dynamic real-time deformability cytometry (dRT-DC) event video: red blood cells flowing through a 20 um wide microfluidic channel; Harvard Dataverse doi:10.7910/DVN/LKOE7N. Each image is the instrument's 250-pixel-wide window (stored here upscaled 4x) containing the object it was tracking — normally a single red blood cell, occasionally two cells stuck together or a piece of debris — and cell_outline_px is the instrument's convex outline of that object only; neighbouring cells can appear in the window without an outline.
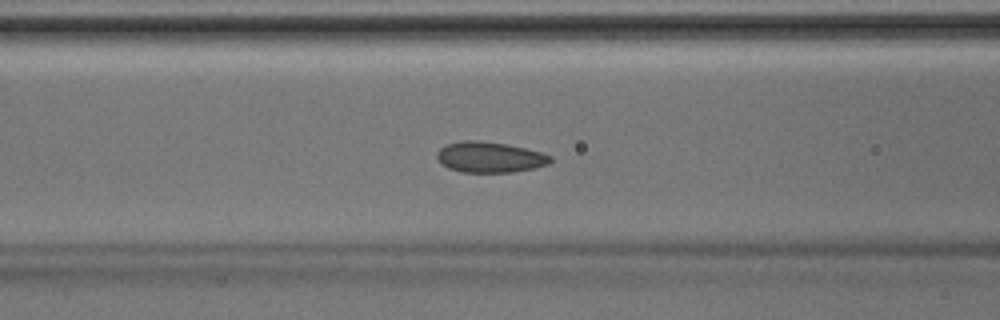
{"species": "Egyptian fruit bat (a non-hibernating species)", "species_latin": "Rousettus aegyptiacus", "temperature_condition": "room temperature", "stored_images_in_passage": 38, "camera_frame_rate_fps": 3000, "um_per_image_px": 0.085, "animal": {"sex": "male"}, "frame": {"image": 1, "passage_image": 11, "time_ms": 3.333, "image_size_px": [1000, 320], "cell_outline_px": [[552, 160], [548, 164], [532, 168], [512, 172], [460, 172], [448, 168], [436, 156], [436, 152], [440, 148], [448, 144], [464, 140], [480, 140], [508, 144], [540, 152], [552, 156]], "centroid_in_image_um": [41.62, 13.35], "position_along_channel_um": 125.0, "area_um2": 20.17}}
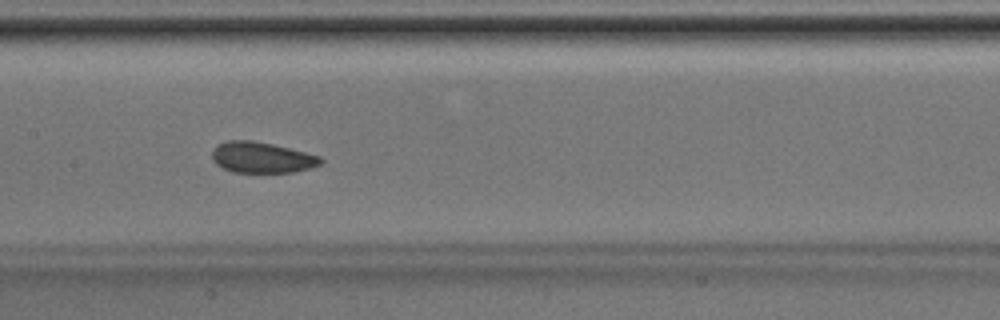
{"frame": {"image": 2, "passage_image": 15, "time_ms": 4.667, "image_size_px": [1000, 320], "cell_outline_px": [[324, 160], [320, 164], [312, 168], [292, 172], [232, 172], [216, 164], [212, 160], [212, 148], [228, 140], [252, 140], [272, 144], [320, 156]], "centroid_in_image_um": [22.24, 13.39], "position_along_channel_um": 185.2, "area_um2": 19.48}}
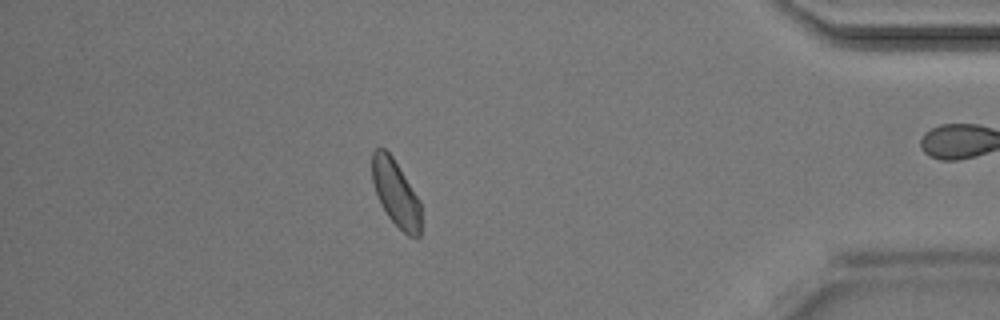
{"frame": {"image": 3, "passage_image": 32, "time_ms": 10.333, "image_size_px": [1000, 320], "cell_outline_px": [[420, 236], [408, 236], [388, 216], [376, 192], [372, 180], [372, 152], [376, 148], [384, 148], [392, 156], [416, 196], [420, 204]], "centroid_in_image_um": [33.62, 16.4], "position_along_channel_um": 401.6, "area_um2": 18.21}}